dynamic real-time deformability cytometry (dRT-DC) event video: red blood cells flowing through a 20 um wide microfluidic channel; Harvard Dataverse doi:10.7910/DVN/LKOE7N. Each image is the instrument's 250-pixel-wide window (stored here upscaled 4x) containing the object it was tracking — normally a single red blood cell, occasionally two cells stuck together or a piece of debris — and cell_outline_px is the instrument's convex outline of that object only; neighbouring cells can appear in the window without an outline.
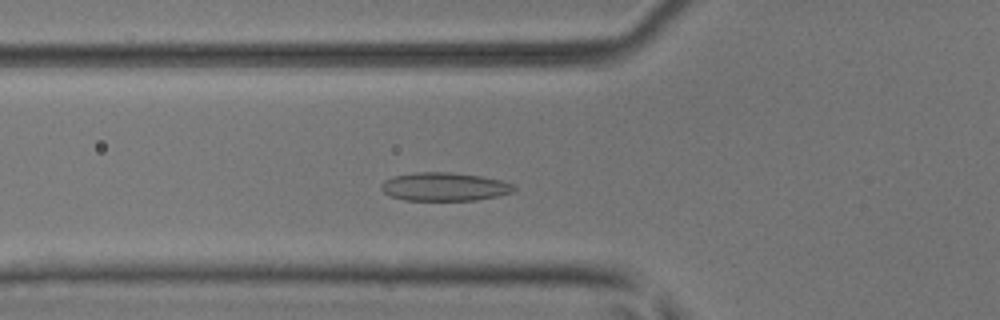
{"species": "common noctule bat (a hibernating species)", "species_latin": "Nyctalus noctula", "temperature_condition": "room temperature", "stored_images_in_passage": 47, "camera_frame_rate_fps": 3000, "um_per_image_px": 0.085, "animal": {"sex": "male", "body_mass_g": 17.9, "forearm_length_mm": 54.2}, "frame": {"image": 1, "passage_image": 14, "time_ms": 4.333, "image_size_px": [1000, 320], "cell_outline_px": [[516, 188], [512, 192], [500, 196], [476, 200], [404, 200], [392, 196], [384, 192], [380, 188], [380, 184], [384, 180], [392, 176], [416, 172], [448, 172], [480, 176], [500, 180], [512, 184]], "centroid_in_image_um": [37.76, 15.87], "position_along_channel_um": 88.0, "area_um2": 21.96}}
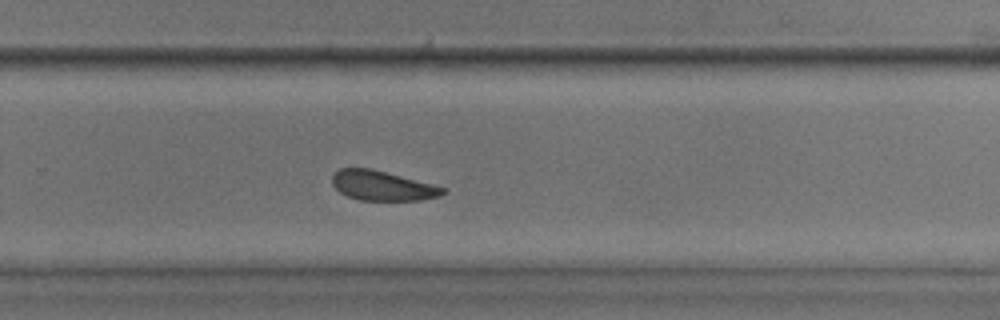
{"frame": {"image": 2, "passage_image": 30, "time_ms": 9.667, "image_size_px": [1000, 320], "cell_outline_px": [[448, 192], [440, 196], [420, 200], [360, 200], [348, 196], [340, 192], [332, 184], [332, 176], [340, 168], [368, 168], [432, 184], [444, 188]], "centroid_in_image_um": [32.49, 15.79], "position_along_channel_um": 297.3, "area_um2": 18.84}}
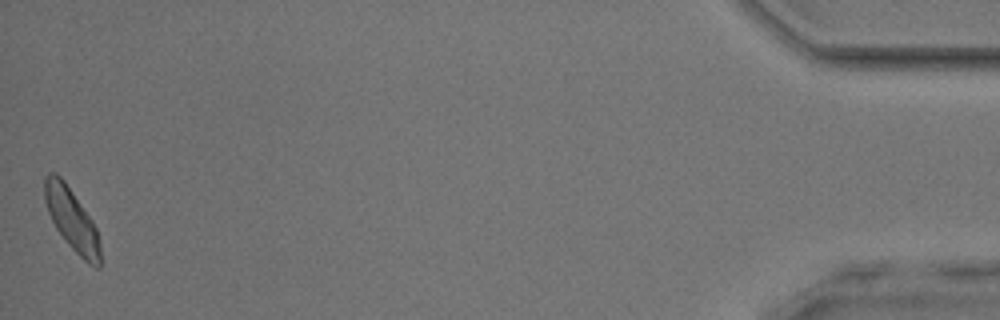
{"frame": {"image": 3, "passage_image": 47, "time_ms": 15.333, "image_size_px": [1000, 320], "cell_outline_px": [[100, 268], [96, 268], [88, 264], [68, 244], [56, 228], [48, 212], [44, 200], [44, 176], [48, 172], [56, 172], [64, 180], [92, 220], [96, 228], [100, 244]], "centroid_in_image_um": [6.09, 18.63], "position_along_channel_um": 429.1, "area_um2": 20.06}, "authors_computed_cell_mechanics": {"area_um2": 20.4034, "velocity_mm_per_s": 3.9366, "shape_relaxation_time_tau1_ms": null, "shape_relaxation_time_tau2_ms": 3.2078, "deformation_change_tau1": null, "deformation_change_tau2": 0.1023}}